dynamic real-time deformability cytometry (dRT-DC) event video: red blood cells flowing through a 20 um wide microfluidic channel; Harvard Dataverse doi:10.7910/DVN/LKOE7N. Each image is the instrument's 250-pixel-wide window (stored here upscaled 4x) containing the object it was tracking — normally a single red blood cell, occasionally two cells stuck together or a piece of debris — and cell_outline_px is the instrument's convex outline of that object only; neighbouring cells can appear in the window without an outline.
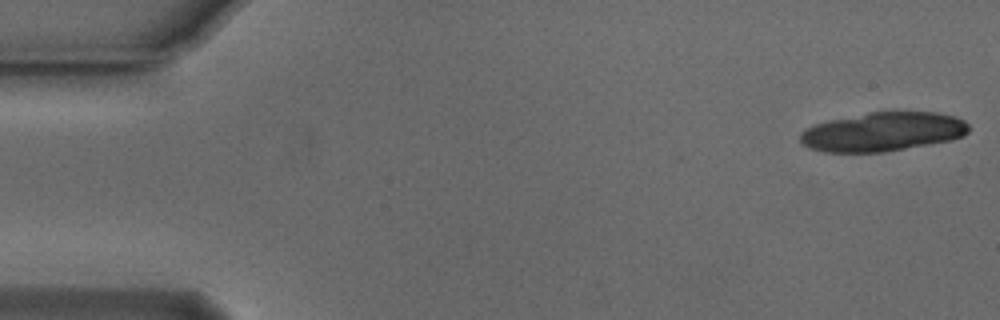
{"species": "Egyptian fruit bat (a non-hibernating species)", "species_latin": "Rousettus aegyptiacus", "temperature_condition": "cold", "stored_images_in_passage": 18, "camera_frame_rate_fps": 3000, "um_per_image_px": 0.085, "animal": {"sex": "male"}, "frame": {"image": 1, "passage_image": 1, "time_ms": 0.0, "image_size_px": [1000, 320], "cell_outline_px": [[968, 128], [960, 136], [944, 140], [900, 148], [876, 152], [832, 152], [816, 148], [800, 140], [800, 136], [804, 132], [820, 124], [876, 112], [928, 112], [948, 116], [960, 120], [968, 124]], "centroid_in_image_um": [75.07, 11.2], "position_along_channel_um": 9.9, "area_um2": 35.43}}